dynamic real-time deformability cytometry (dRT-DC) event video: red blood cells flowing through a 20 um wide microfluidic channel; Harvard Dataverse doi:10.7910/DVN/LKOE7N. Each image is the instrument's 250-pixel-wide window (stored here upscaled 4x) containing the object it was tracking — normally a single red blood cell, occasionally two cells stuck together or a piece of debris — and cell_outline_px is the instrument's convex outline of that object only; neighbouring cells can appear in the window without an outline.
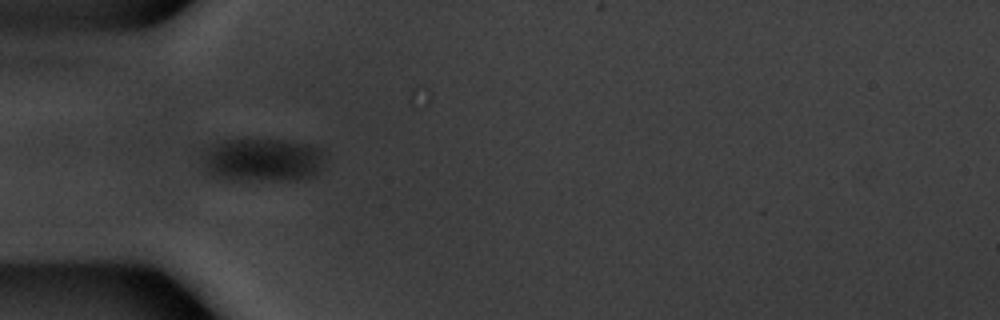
{"species": "common noctule bat (a hibernating species)", "species_latin": "Nyctalus noctula", "temperature_condition": "warm", "stored_images_in_passage": 7, "camera_frame_rate_fps": 3000, "um_per_image_px": 0.085, "animal": {"sex": "male", "body_mass_g": 20.1, "forearm_length_mm": 53.5}, "frame": {"image": 1, "passage_image": 4, "time_ms": 1.0, "image_size_px": [1000, 320], "cell_outline_px": [[324, 152], [316, 172], [312, 176], [296, 180], [272, 180], [212, 176], [208, 172], [204, 164], [204, 156], [208, 148], [224, 140], [244, 136], [284, 140], [308, 144], [320, 148]], "centroid_in_image_um": [22.32, 13.52], "position_along_channel_um": 62.7, "area_um2": 30.75}}